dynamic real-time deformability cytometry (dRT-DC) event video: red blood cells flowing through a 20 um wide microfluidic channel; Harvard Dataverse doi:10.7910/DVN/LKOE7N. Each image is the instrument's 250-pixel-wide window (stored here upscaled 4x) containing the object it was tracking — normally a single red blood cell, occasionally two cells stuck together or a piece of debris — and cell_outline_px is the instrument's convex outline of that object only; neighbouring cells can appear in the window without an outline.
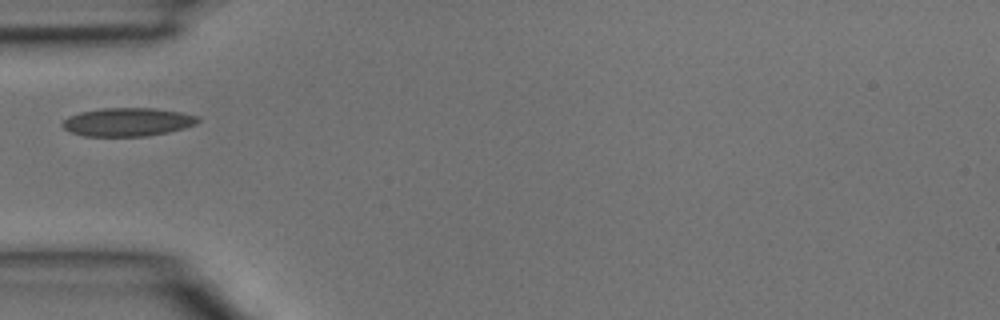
{"species": "common noctule bat (a hibernating species)", "species_latin": "Nyctalus noctula", "temperature_condition": "room temperature", "stored_images_in_passage": 1, "camera_frame_rate_fps": 3000, "um_per_image_px": 0.085, "animal": {"sex": "male", "body_mass_g": 15.6}, "frame": {"image": 1, "passage_image": 1, "time_ms": 0.0, "image_size_px": [1000, 320], "cell_outline_px": [[200, 120], [196, 124], [184, 128], [168, 132], [148, 136], [84, 136], [72, 132], [64, 128], [60, 124], [68, 116], [80, 112], [100, 108], [156, 108], [180, 112], [200, 116]], "centroid_in_image_um": [10.86, 10.36], "position_along_channel_um": 74.1, "area_um2": 22.54}}